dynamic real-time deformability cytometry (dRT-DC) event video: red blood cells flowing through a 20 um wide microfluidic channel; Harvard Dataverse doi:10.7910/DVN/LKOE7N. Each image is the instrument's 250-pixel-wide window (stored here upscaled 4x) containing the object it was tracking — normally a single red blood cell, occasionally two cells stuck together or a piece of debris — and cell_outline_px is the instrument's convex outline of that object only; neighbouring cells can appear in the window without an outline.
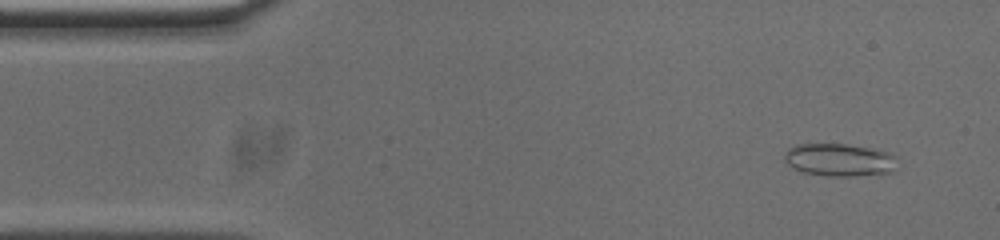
{"species": "common noctule bat (a hibernating species)", "species_latin": "Nyctalus noctula", "temperature_condition": "cold", "stored_images_in_passage": 52, "camera_frame_rate_fps": 3000, "um_per_image_px": 0.085, "animal": {"sex": "male", "body_mass_g": 20.0, "forearm_length_mm": 53.3}, "frame": {"image": 1, "passage_image": 3, "time_ms": 0.667, "image_size_px": [1000, 240], "cell_outline_px": [[896, 172], [848, 176], [836, 176], [804, 172], [792, 168], [784, 160], [784, 152], [788, 148], [796, 144], [844, 144], [892, 152], [896, 156]], "centroid_in_image_um": [71.37, 13.58], "position_along_channel_um": 13.6, "area_um2": 21.56}}
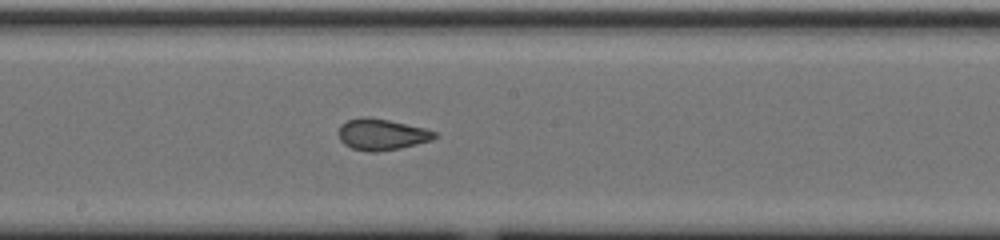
{"frame": {"image": 2, "passage_image": 26, "time_ms": 8.333, "image_size_px": [1000, 240], "cell_outline_px": [[436, 136], [432, 140], [400, 148], [376, 152], [368, 152], [352, 148], [344, 144], [340, 140], [340, 124], [348, 120], [360, 116], [368, 116], [388, 120], [424, 128], [436, 132]], "centroid_in_image_um": [32.42, 11.42], "position_along_channel_um": 215.8, "area_um2": 17.4}}
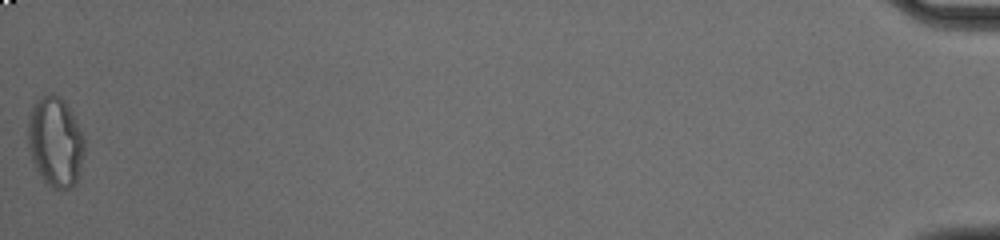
{"frame": {"image": 3, "passage_image": 52, "time_ms": 17.0, "image_size_px": [1000, 240], "cell_outline_px": [[84, 152], [76, 180], [68, 188], [52, 188], [44, 180], [36, 168], [32, 160], [28, 144], [28, 120], [32, 104], [44, 96], [52, 92], [60, 96], [64, 100], [84, 136]], "centroid_in_image_um": [4.69, 12.02], "position_along_channel_um": 430.5, "area_um2": 29.13}, "authors_computed_cell_mechanics": {"area_um2": 19.074, "velocity_mm_per_s": 3.7562, "shape_relaxation_time_tau1_ms": null, "shape_relaxation_time_tau2_ms": 1.269, "deformation_change_tau1": null, "deformation_change_tau2": 0.0554}}